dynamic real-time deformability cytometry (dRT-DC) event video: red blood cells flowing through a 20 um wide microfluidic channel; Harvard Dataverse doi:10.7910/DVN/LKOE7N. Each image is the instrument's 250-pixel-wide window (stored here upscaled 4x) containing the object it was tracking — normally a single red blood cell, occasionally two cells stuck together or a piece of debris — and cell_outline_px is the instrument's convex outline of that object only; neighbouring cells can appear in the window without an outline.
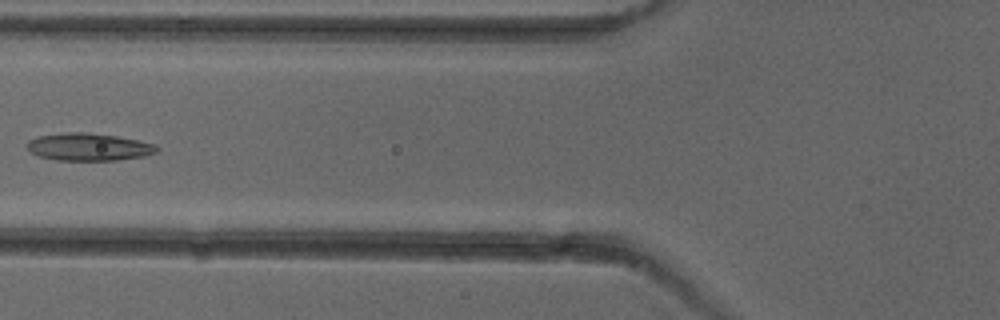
{"species": "common noctule bat (a hibernating species)", "species_latin": "Nyctalus noctula", "temperature_condition": "cold", "stored_images_in_passage": 5, "camera_frame_rate_fps": 3000, "um_per_image_px": 0.085, "animal": {"sex": "female"}, "frame": {"image": 1, "passage_image": 5, "time_ms": 4.667, "image_size_px": [1000, 320], "cell_outline_px": [[160, 148], [156, 152], [144, 156], [116, 160], [56, 160], [40, 156], [32, 152], [24, 144], [28, 140], [40, 136], [64, 132], [88, 132], [116, 136], [156, 144]], "centroid_in_image_um": [7.54, 12.48], "position_along_channel_um": 118.3, "area_um2": 20.75}}